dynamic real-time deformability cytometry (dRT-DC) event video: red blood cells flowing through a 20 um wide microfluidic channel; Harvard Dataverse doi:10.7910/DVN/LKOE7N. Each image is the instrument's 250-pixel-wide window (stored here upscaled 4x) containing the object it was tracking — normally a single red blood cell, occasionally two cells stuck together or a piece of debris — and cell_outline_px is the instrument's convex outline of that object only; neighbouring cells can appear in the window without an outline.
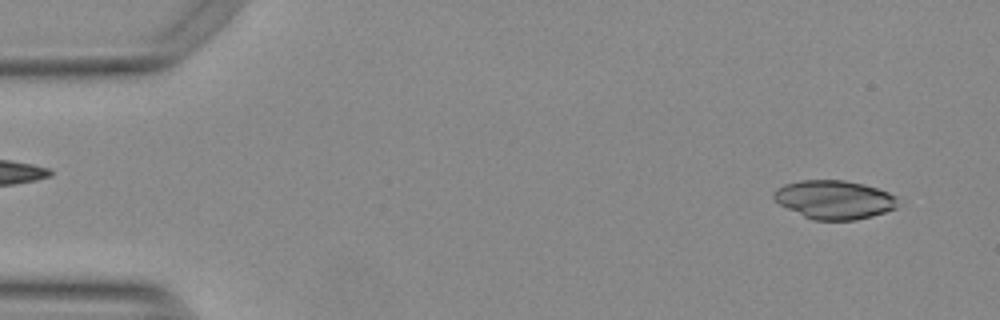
{"species": "Egyptian fruit bat (a non-hibernating species)", "species_latin": "Rousettus aegyptiacus", "temperature_condition": "warm", "stored_images_in_passage": 28, "camera_frame_rate_fps": 3000, "um_per_image_px": 0.085, "animal": {"sex": "female"}, "frame": {"image": 1, "passage_image": 3, "time_ms": 0.667, "image_size_px": [1000, 320], "cell_outline_px": [[896, 208], [872, 216], [856, 220], [812, 220], [780, 204], [772, 196], [772, 192], [776, 188], [784, 184], [800, 180], [844, 180], [864, 184], [888, 192], [896, 196]], "centroid_in_image_um": [70.89, 16.96], "position_along_channel_um": 14.1, "area_um2": 27.86}}
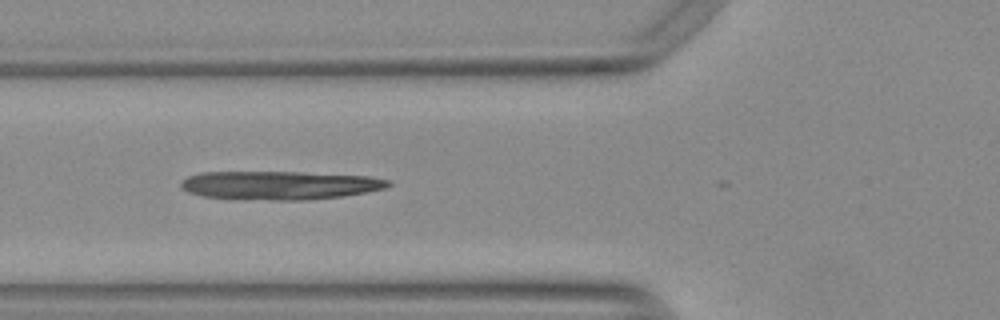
{"frame": {"image": 2, "passage_image": 19, "time_ms": 6.0, "image_size_px": [1000, 320], "cell_outline_px": [[392, 184], [384, 188], [344, 196], [304, 200], [276, 200], [204, 196], [188, 192], [180, 188], [180, 184], [188, 176], [200, 172], [300, 172], [368, 176], [388, 180]], "centroid_in_image_um": [23.76, 15.74], "position_along_channel_um": 102.0, "area_um2": 34.1}}
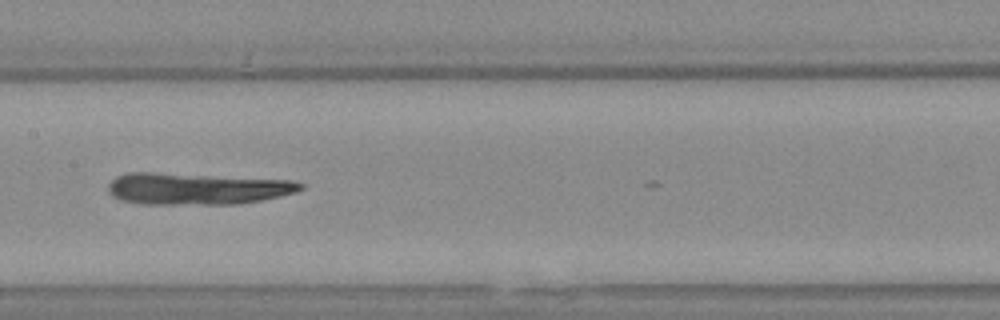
{"frame": {"image": 3, "passage_image": 26, "time_ms": 8.333, "image_size_px": [1000, 320], "cell_outline_px": [[304, 188], [296, 192], [280, 196], [240, 204], [140, 204], [120, 200], [112, 196], [108, 192], [108, 184], [116, 176], [128, 172], [156, 172], [292, 180], [304, 184]], "centroid_in_image_um": [16.7, 16.03], "position_along_channel_um": 190.7, "area_um2": 35.84}}